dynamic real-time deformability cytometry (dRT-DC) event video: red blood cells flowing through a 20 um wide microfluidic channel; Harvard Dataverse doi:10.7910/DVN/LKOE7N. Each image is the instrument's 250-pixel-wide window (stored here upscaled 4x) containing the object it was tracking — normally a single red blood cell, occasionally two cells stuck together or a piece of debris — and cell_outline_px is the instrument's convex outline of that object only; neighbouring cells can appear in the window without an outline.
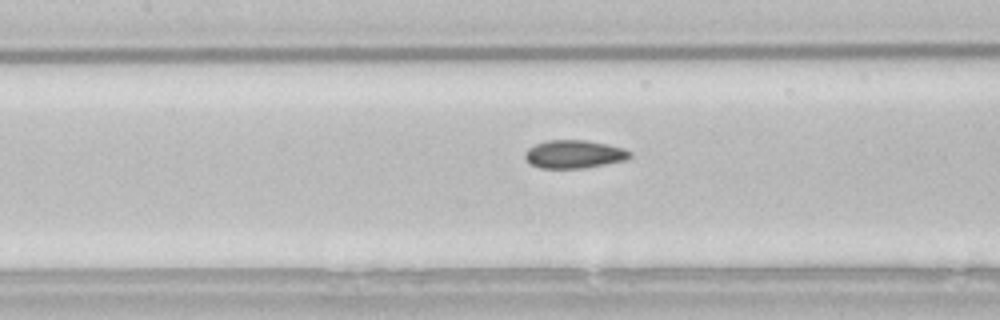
{"species": "common noctule bat (a hibernating species)", "species_latin": "Nyctalus noctula", "temperature_condition": "room temperature", "stored_images_in_passage": 39, "camera_frame_rate_fps": 3000, "um_per_image_px": 0.085, "animal": {"sex": "male", "body_mass_g": 21.5, "forearm_length_mm": 52.0}, "frame": {"image": 1, "passage_image": 12, "time_ms": 3.667, "image_size_px": [1000, 320], "cell_outline_px": [[632, 156], [624, 160], [584, 168], [540, 168], [532, 164], [524, 156], [524, 152], [528, 148], [536, 144], [548, 140], [588, 140], [608, 144], [624, 148], [632, 152]], "centroid_in_image_um": [48.82, 13.09], "position_along_channel_um": 158.6, "area_um2": 17.17}}
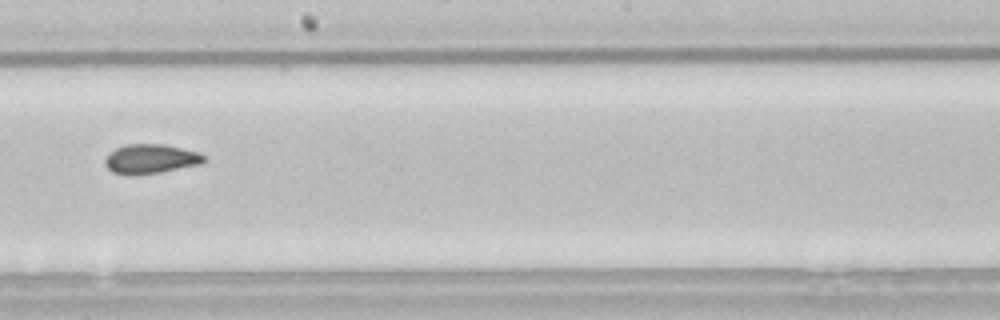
{"frame": {"image": 2, "passage_image": 18, "time_ms": 5.667, "image_size_px": [1000, 320], "cell_outline_px": [[208, 160], [200, 164], [160, 172], [136, 176], [132, 176], [112, 172], [104, 164], [104, 160], [108, 152], [124, 144], [164, 144], [200, 152], [208, 156]], "centroid_in_image_um": [12.81, 13.51], "position_along_channel_um": 235.4, "area_um2": 17.4}}
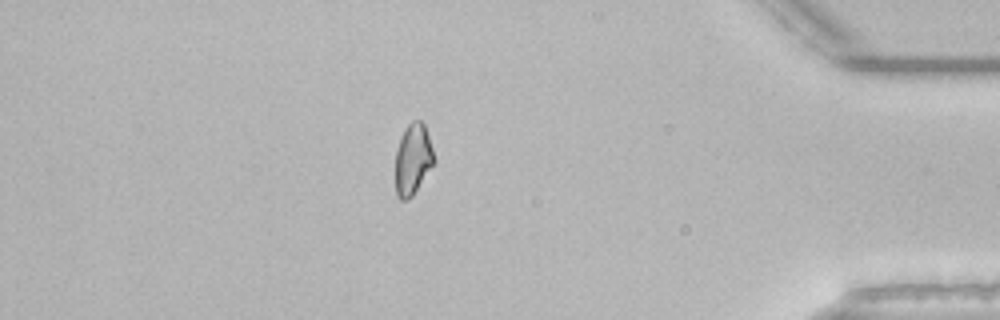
{"frame": {"image": 3, "passage_image": 34, "time_ms": 11.0, "image_size_px": [1000, 320], "cell_outline_px": [[436, 160], [412, 196], [408, 200], [400, 200], [396, 196], [396, 152], [400, 136], [404, 128], [412, 120], [420, 120], [424, 124]], "centroid_in_image_um": [35.08, 13.53], "position_along_channel_um": 400.1, "area_um2": 15.95}}